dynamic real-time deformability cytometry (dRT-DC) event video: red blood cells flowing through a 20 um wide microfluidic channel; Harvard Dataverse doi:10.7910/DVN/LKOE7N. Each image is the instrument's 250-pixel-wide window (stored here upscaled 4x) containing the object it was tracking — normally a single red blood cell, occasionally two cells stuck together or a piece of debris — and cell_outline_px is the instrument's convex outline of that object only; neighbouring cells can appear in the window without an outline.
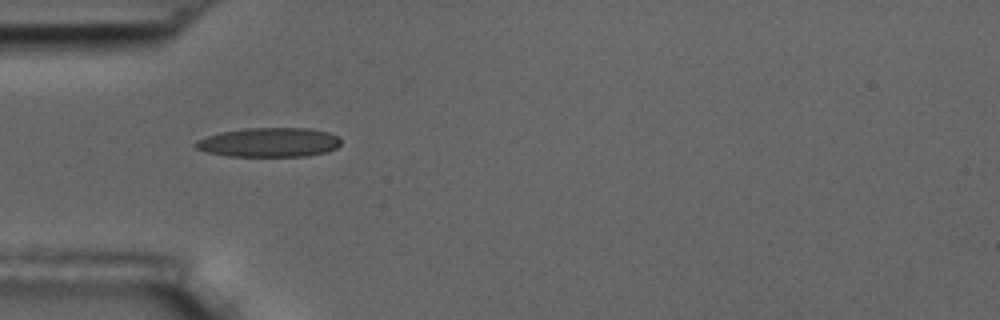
{"species": "common noctule bat (a hibernating species)", "species_latin": "Nyctalus noctula", "temperature_condition": "room temperature", "stored_images_in_passage": 3, "camera_frame_rate_fps": 3000, "um_per_image_px": 0.085, "animal": {"sex": "male", "body_mass_g": 17.5, "forearm_length_mm": 52.3}, "frame": {"image": 1, "passage_image": 1, "time_ms": 0.0, "image_size_px": [1000, 320], "cell_outline_px": [[340, 144], [336, 148], [324, 152], [308, 156], [228, 156], [208, 152], [196, 148], [192, 144], [196, 140], [220, 132], [244, 128], [308, 128], [328, 132], [336, 136], [340, 140]], "centroid_in_image_um": [22.84, 12.1], "position_along_channel_um": 62.2, "area_um2": 24.74}}